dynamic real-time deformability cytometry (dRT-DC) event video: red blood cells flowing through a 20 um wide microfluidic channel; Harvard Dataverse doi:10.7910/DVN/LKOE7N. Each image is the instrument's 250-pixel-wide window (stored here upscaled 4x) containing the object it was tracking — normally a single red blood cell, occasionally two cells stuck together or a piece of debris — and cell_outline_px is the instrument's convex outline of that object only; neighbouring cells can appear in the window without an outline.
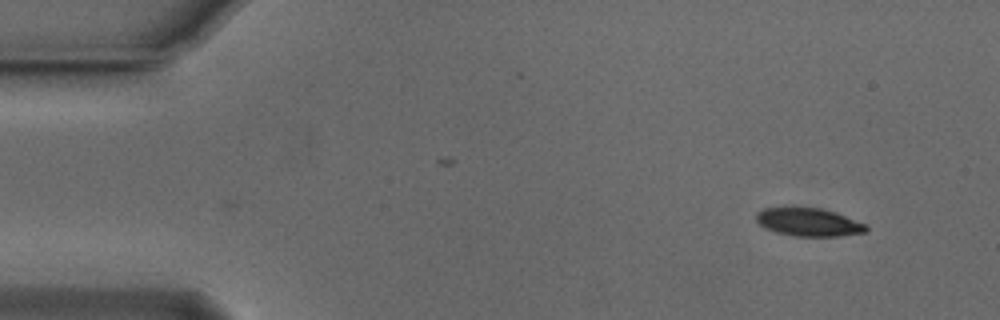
{"species": "Egyptian fruit bat (a non-hibernating species)", "species_latin": "Rousettus aegyptiacus", "temperature_condition": "cold", "stored_images_in_passage": 13, "camera_frame_rate_fps": 3000, "um_per_image_px": 0.085, "animal": {"sex": "male"}, "frame": {"image": 1, "passage_image": 13, "time_ms": 4.0, "image_size_px": [1000, 320], "cell_outline_px": [[868, 232], [840, 236], [792, 236], [776, 232], [764, 228], [756, 220], [756, 212], [764, 208], [820, 208], [836, 212], [868, 224]], "centroid_in_image_um": [68.78, 18.89], "position_along_channel_um": 16.2, "area_um2": 18.15}}